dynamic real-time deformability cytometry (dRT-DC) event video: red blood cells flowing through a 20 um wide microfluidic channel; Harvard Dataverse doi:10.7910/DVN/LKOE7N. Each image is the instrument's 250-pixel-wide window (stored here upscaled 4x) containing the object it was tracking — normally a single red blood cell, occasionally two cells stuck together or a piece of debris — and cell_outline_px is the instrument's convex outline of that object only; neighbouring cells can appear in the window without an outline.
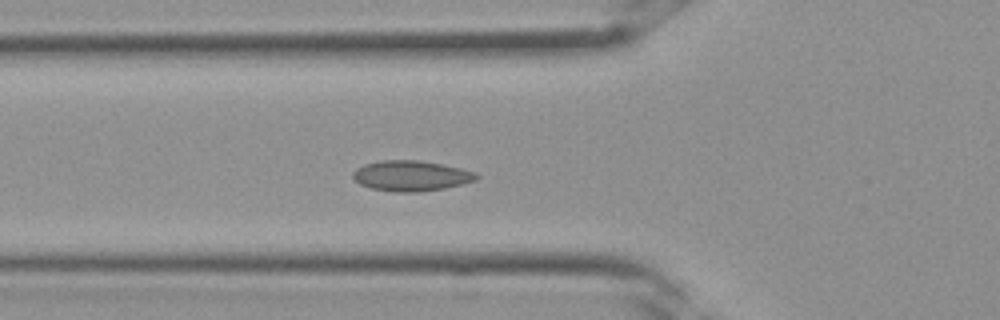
{"species": "Egyptian fruit bat (a non-hibernating species)", "species_latin": "Rousettus aegyptiacus", "temperature_condition": "room temperature", "stored_images_in_passage": 35, "camera_frame_rate_fps": 3000, "um_per_image_px": 0.085, "frame": {"image": 1, "passage_image": 13, "time_ms": 4.0, "image_size_px": [1000, 320], "cell_outline_px": [[480, 176], [476, 180], [444, 188], [420, 192], [392, 192], [372, 188], [360, 184], [352, 176], [352, 172], [356, 168], [364, 164], [380, 160], [420, 160], [460, 168], [476, 172]], "centroid_in_image_um": [34.92, 14.94], "position_along_channel_um": 90.9, "area_um2": 21.91}}
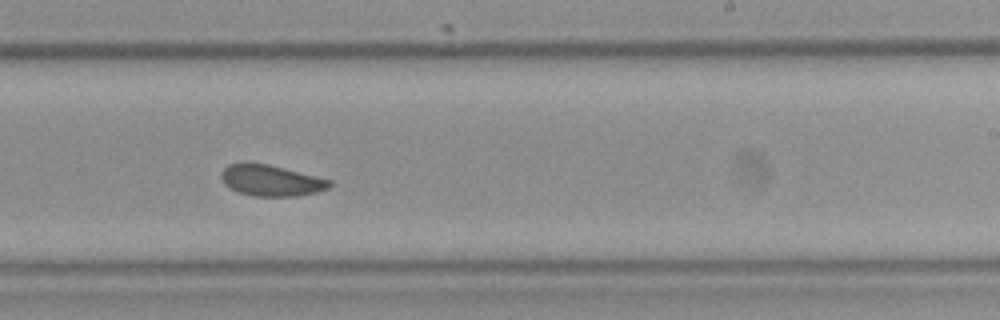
{"frame": {"image": 2, "passage_image": 22, "time_ms": 7.0, "image_size_px": [1000, 320], "cell_outline_px": [[332, 184], [328, 188], [316, 192], [296, 196], [252, 196], [240, 192], [224, 184], [220, 176], [220, 172], [228, 164], [244, 160], [268, 164], [332, 180]], "centroid_in_image_um": [22.99, 15.31], "position_along_channel_um": 266.0, "area_um2": 19.88}}
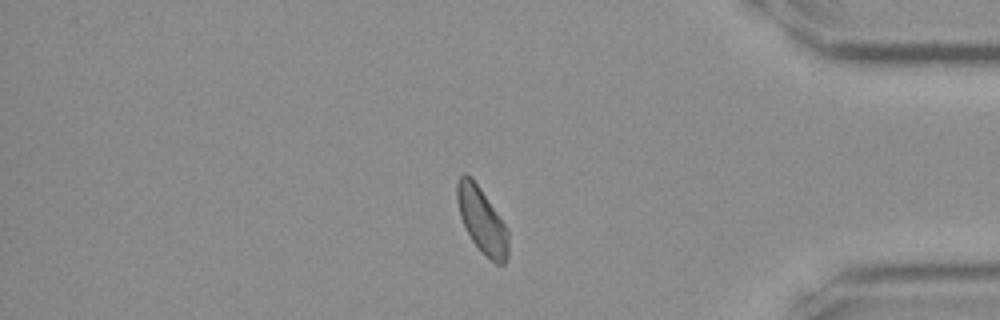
{"frame": {"image": 3, "passage_image": 30, "time_ms": 9.667, "image_size_px": [1000, 320], "cell_outline_px": [[508, 256], [504, 264], [496, 264], [480, 252], [472, 240], [460, 216], [456, 200], [456, 184], [460, 176], [464, 172], [472, 176], [508, 228]], "centroid_in_image_um": [40.96, 18.72], "position_along_channel_um": 394.2, "area_um2": 19.77}}